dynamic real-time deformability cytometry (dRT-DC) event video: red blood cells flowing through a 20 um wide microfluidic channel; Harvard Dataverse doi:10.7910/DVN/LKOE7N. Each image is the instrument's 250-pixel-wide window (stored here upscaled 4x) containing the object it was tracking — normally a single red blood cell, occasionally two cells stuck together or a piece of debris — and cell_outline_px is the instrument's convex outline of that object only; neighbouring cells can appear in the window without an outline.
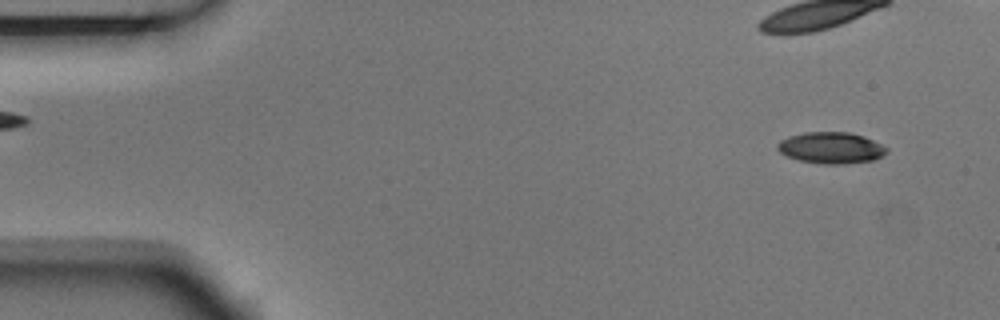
{"species": "Egyptian fruit bat (a non-hibernating species)", "species_latin": "Rousettus aegyptiacus", "temperature_condition": "room temperature", "stored_images_in_passage": 4, "camera_frame_rate_fps": 3000, "um_per_image_px": 0.085, "animal": {"sex": "male"}, "frame": {"image": 1, "passage_image": 4, "time_ms": 1.0, "image_size_px": [1000, 320], "cell_outline_px": [[888, 152], [872, 160], [840, 164], [824, 164], [800, 160], [788, 156], [780, 152], [776, 148], [776, 144], [780, 140], [788, 136], [804, 132], [852, 132], [864, 136], [888, 148]], "centroid_in_image_um": [70.61, 12.55], "position_along_channel_um": 14.4, "area_um2": 19.88}}